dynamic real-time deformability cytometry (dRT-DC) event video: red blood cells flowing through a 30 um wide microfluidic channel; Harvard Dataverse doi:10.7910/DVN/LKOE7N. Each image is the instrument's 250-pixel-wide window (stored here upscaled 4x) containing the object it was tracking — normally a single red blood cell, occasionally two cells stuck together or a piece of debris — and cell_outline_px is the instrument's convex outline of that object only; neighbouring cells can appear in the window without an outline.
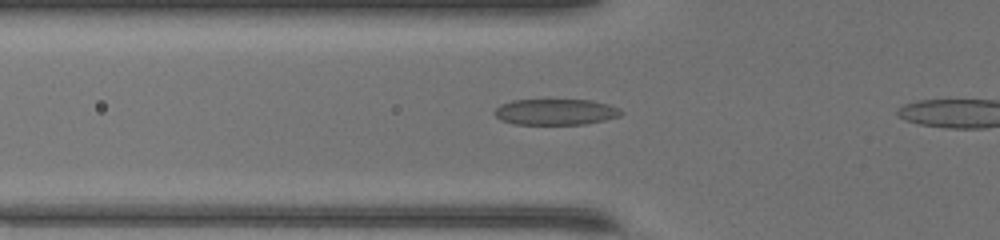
{"species": "common noctule bat (a hibernating species)", "species_latin": "Nyctalus noctula", "temperature_condition": "warm", "stored_images_in_passage": 33, "camera_frame_rate_fps": 3000, "um_per_image_px": 0.085, "animal": {"sex": "female", "body_mass_g": 17.0, "forearm_length_mm": 48.0}, "frame": {"image": 1, "passage_image": 9, "time_ms": 2.667, "image_size_px": [1000, 240], "cell_outline_px": [[624, 112], [620, 116], [604, 120], [584, 124], [516, 124], [500, 120], [496, 116], [496, 108], [500, 104], [512, 100], [592, 100], [608, 104], [620, 108]], "centroid_in_image_um": [47.25, 9.51], "position_along_channel_um": 78.5, "area_um2": 19.13}}
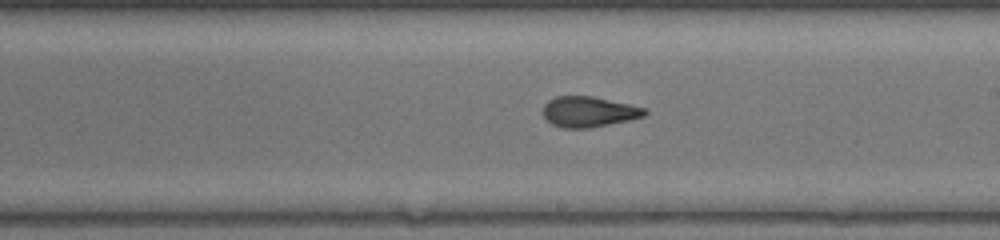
{"frame": {"image": 2, "passage_image": 20, "time_ms": 6.333, "image_size_px": [1000, 240], "cell_outline_px": [[648, 112], [644, 116], [628, 120], [592, 128], [560, 128], [552, 124], [544, 116], [544, 104], [548, 100], [556, 96], [592, 96], [648, 108]], "centroid_in_image_um": [50.06, 9.5], "position_along_channel_um": 238.9, "area_um2": 18.15}}
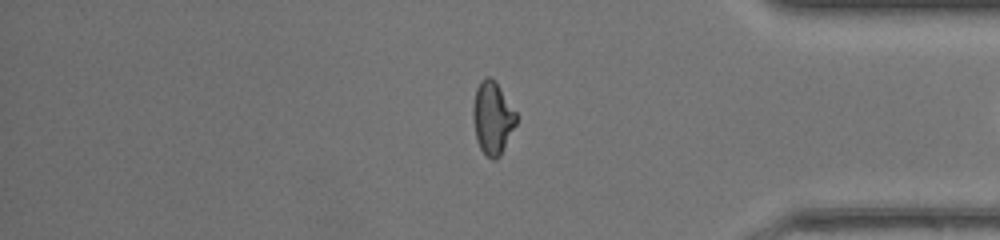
{"frame": {"image": 3, "passage_image": 32, "time_ms": 10.333, "image_size_px": [1000, 240], "cell_outline_px": [[516, 124], [500, 156], [496, 160], [492, 160], [480, 148], [476, 136], [472, 116], [472, 108], [476, 88], [480, 80], [484, 76], [492, 76], [496, 80], [516, 112]], "centroid_in_image_um": [41.86, 9.97], "position_along_channel_um": 393.3, "area_um2": 18.44}}